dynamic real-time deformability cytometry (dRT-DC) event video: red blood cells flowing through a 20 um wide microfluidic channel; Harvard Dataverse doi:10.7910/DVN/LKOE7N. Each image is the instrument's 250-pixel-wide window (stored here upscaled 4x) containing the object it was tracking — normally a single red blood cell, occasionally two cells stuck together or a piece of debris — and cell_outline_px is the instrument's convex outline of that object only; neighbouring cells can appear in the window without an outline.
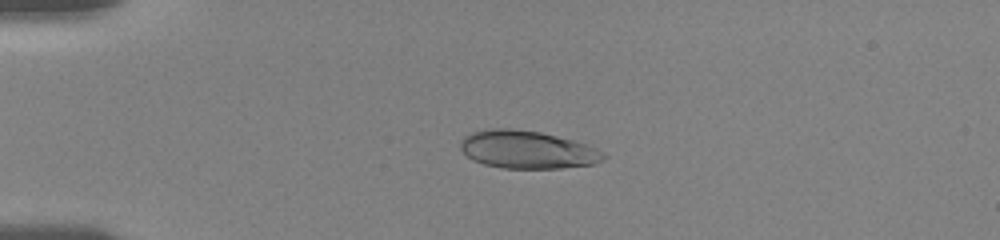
{"species": "human", "species_latin": "Homo sapiens", "temperature_condition": "room temperature", "stored_images_in_passage": 53, "camera_frame_rate_fps": 3000, "um_per_image_px": 0.085, "donor": {"sex": "female"}, "frame": {"image": 1, "passage_image": 17, "time_ms": 4.0, "image_size_px": [1000, 240], "cell_outline_px": [[608, 156], [604, 160], [592, 164], [560, 168], [504, 168], [484, 164], [472, 160], [460, 148], [460, 140], [464, 136], [472, 132], [488, 128], [512, 128], [540, 132], [572, 140], [596, 148], [604, 152]], "centroid_in_image_um": [44.8, 12.71], "position_along_channel_um": 40.2, "area_um2": 31.56}}
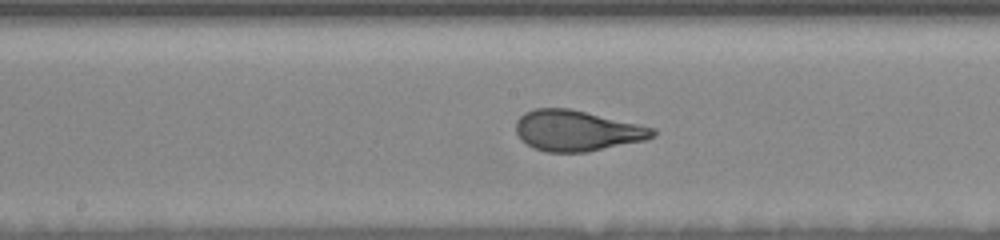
{"frame": {"image": 2, "passage_image": 37, "time_ms": 9.333, "image_size_px": [1000, 240], "cell_outline_px": [[656, 136], [644, 140], [588, 152], [548, 152], [532, 148], [520, 140], [516, 132], [516, 120], [524, 112], [536, 108], [568, 108], [656, 128]], "centroid_in_image_um": [49.01, 11.11], "position_along_channel_um": 199.2, "area_um2": 32.48}}
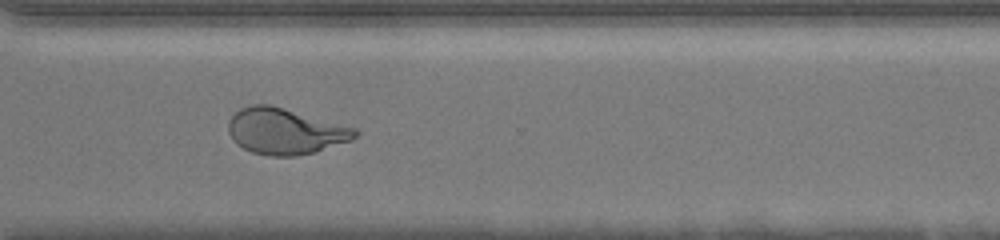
{"frame": {"image": 3, "passage_image": 52, "time_ms": 13.333, "image_size_px": [1000, 240], "cell_outline_px": [[360, 132], [352, 140], [316, 152], [296, 156], [268, 156], [252, 152], [236, 144], [232, 140], [228, 132], [228, 120], [240, 108], [252, 104], [272, 104], [356, 128]], "centroid_in_image_um": [24.23, 11.15], "position_along_channel_um": 346.4, "area_um2": 34.33}}